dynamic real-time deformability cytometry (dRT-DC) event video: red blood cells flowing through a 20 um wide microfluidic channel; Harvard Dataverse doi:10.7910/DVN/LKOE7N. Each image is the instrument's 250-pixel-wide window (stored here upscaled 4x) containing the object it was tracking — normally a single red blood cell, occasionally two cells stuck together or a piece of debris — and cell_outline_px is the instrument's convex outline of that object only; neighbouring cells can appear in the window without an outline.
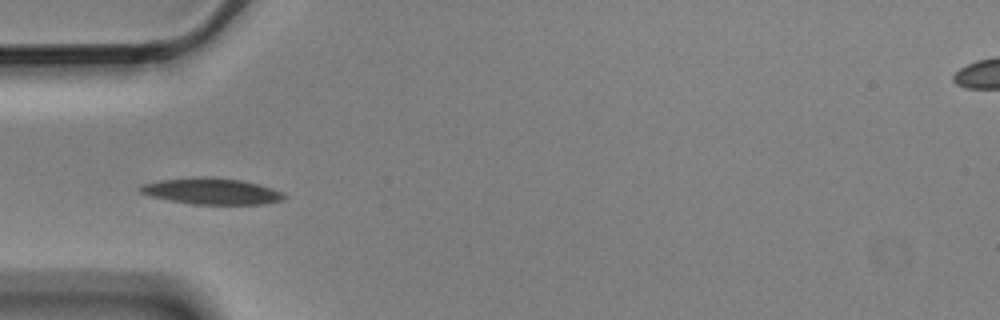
{"species": "Egyptian fruit bat (a non-hibernating species)", "species_latin": "Rousettus aegyptiacus", "temperature_condition": "cold", "stored_images_in_passage": 6, "camera_frame_rate_fps": 3000, "um_per_image_px": 0.085, "animal": {"sex": "male"}, "frame": {"image": 1, "passage_image": 5, "time_ms": 1.333, "image_size_px": [1000, 320], "cell_outline_px": [[284, 200], [264, 204], [192, 204], [168, 200], [152, 196], [140, 192], [136, 188], [144, 184], [160, 180], [192, 176], [208, 176], [240, 180], [272, 188], [284, 192]], "centroid_in_image_um": [17.97, 16.24], "position_along_channel_um": 67.0, "area_um2": 22.08}}
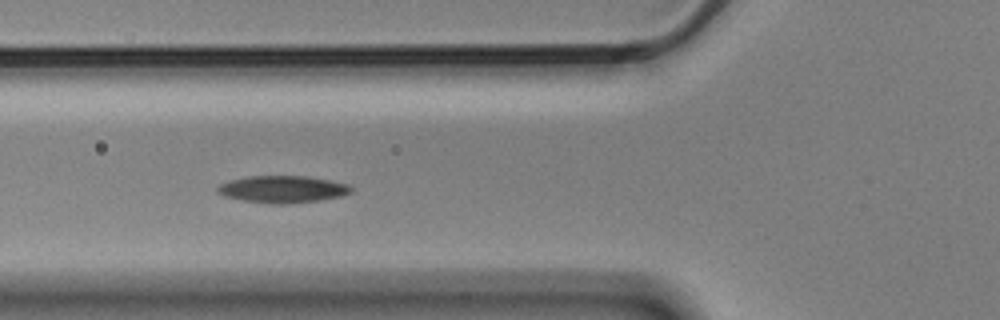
{"frame": {"image": 2, "passage_image": 6, "time_ms": 1.667, "image_size_px": [1000, 320], "cell_outline_px": [[352, 192], [344, 196], [320, 200], [288, 204], [272, 204], [240, 200], [224, 196], [216, 192], [216, 188], [220, 184], [228, 180], [248, 176], [304, 176], [328, 180], [348, 184], [352, 188]], "centroid_in_image_um": [24.0, 16.09], "position_along_channel_um": 101.8, "area_um2": 21.27}}